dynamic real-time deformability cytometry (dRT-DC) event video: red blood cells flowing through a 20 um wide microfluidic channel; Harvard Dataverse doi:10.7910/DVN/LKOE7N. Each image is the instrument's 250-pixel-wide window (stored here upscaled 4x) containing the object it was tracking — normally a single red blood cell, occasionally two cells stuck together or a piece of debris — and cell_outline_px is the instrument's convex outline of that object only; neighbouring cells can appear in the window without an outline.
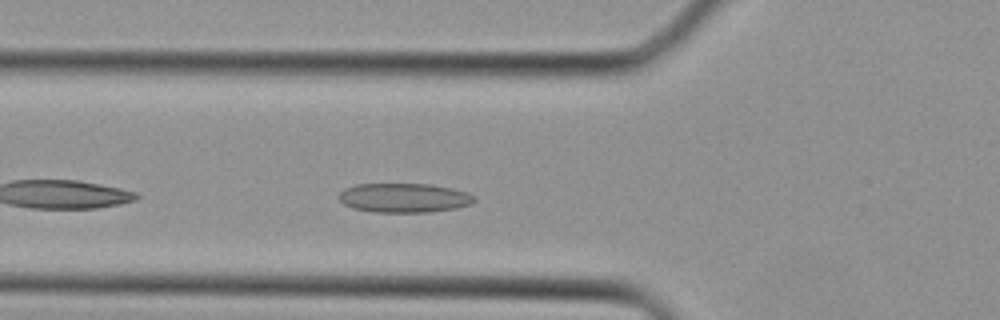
{"species": "Egyptian fruit bat (a non-hibernating species)", "species_latin": "Rousettus aegyptiacus", "temperature_condition": "cold", "stored_images_in_passage": 30, "camera_frame_rate_fps": 3000, "um_per_image_px": 0.085, "animal": {"sex": "female"}, "frame": {"image": 1, "passage_image": 3, "time_ms": 0.667, "image_size_px": [1000, 320], "cell_outline_px": [[476, 200], [468, 204], [456, 208], [428, 212], [372, 212], [352, 208], [344, 204], [340, 200], [340, 192], [344, 188], [356, 184], [432, 184], [452, 188], [468, 192]], "centroid_in_image_um": [34.32, 16.81], "position_along_channel_um": 91.5, "area_um2": 23.06}}
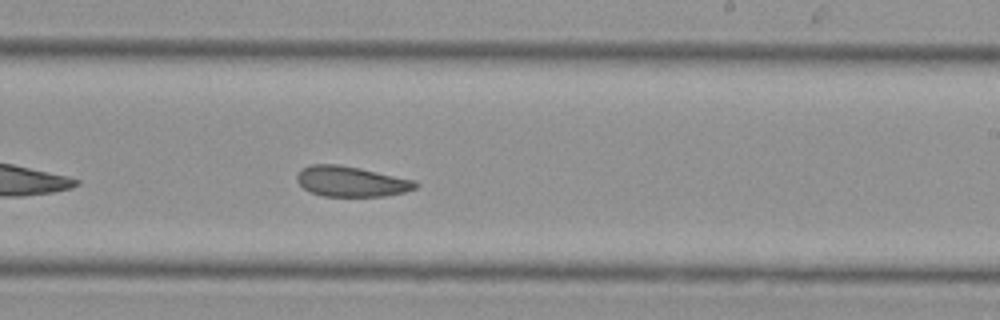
{"frame": {"image": 2, "passage_image": 13, "time_ms": 4.0, "image_size_px": [1000, 320], "cell_outline_px": [[420, 184], [416, 188], [404, 192], [384, 196], [324, 196], [312, 192], [304, 188], [296, 180], [296, 176], [304, 168], [312, 164], [336, 164], [360, 168], [416, 180]], "centroid_in_image_um": [29.9, 15.42], "position_along_channel_um": 259.1, "area_um2": 20.87}}
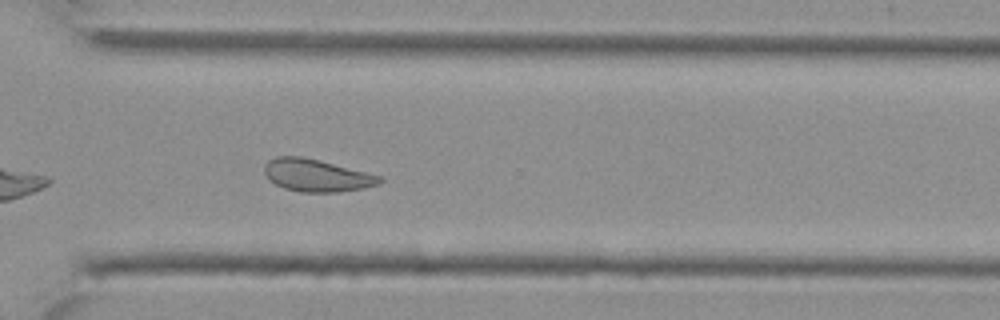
{"frame": {"image": 3, "passage_image": 18, "time_ms": 5.667, "image_size_px": [1000, 320], "cell_outline_px": [[384, 180], [380, 184], [364, 188], [336, 192], [300, 192], [284, 188], [268, 180], [264, 172], [264, 164], [268, 160], [276, 156], [300, 156], [380, 176]], "centroid_in_image_um": [26.86, 14.92], "position_along_channel_um": 343.7, "area_um2": 21.5}}